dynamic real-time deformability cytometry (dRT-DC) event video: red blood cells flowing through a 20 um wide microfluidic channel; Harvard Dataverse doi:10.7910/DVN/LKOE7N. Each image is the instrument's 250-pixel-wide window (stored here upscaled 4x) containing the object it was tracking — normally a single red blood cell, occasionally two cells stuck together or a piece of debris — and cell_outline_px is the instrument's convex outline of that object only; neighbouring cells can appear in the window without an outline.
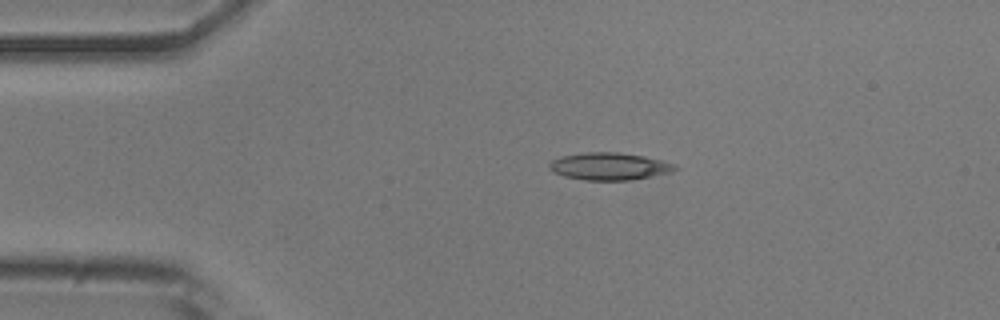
{"species": "common noctule bat (a hibernating species)", "species_latin": "Nyctalus noctula", "temperature_condition": "room temperature", "stored_images_in_passage": 43, "camera_frame_rate_fps": 3000, "um_per_image_px": 0.085, "animal": {"sex": "male", "body_mass_g": 20.5, "forearm_length_mm": 52.5}, "frame": {"image": 1, "passage_image": 1, "time_ms": 0.0, "image_size_px": [1000, 320], "cell_outline_px": [[680, 168], [672, 172], [632, 180], [584, 180], [564, 176], [552, 172], [548, 168], [548, 164], [552, 160], [560, 156], [588, 152], [620, 152], [644, 156], [664, 160], [676, 164]], "centroid_in_image_um": [51.82, 14.13], "position_along_channel_um": 33.2, "area_um2": 20.35}}
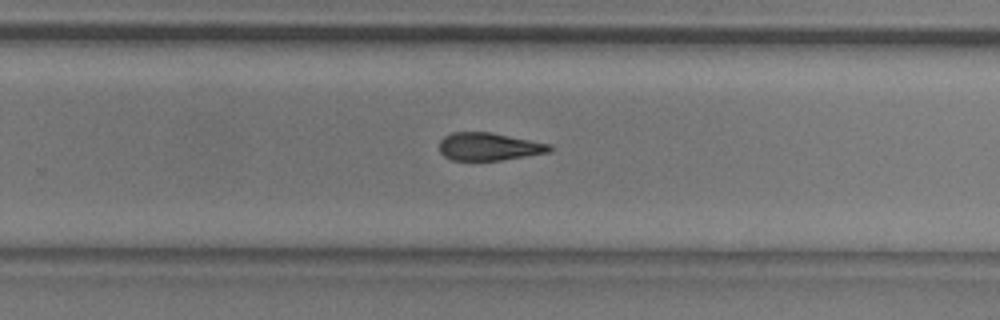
{"frame": {"image": 2, "passage_image": 24, "time_ms": 7.667, "image_size_px": [1000, 320], "cell_outline_px": [[556, 148], [552, 152], [500, 160], [452, 160], [444, 156], [440, 152], [440, 140], [444, 136], [452, 132], [492, 132], [552, 144]], "centroid_in_image_um": [41.62, 12.45], "position_along_channel_um": 288.2, "area_um2": 18.09}}
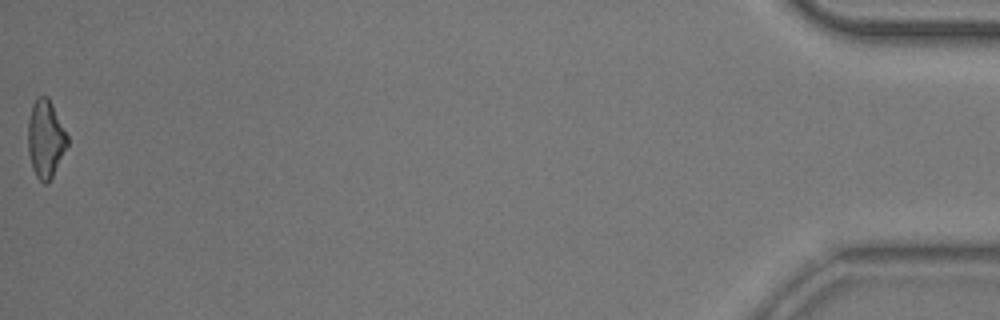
{"frame": {"image": 3, "passage_image": 43, "time_ms": 14.0, "image_size_px": [1000, 320], "cell_outline_px": [[68, 144], [48, 184], [44, 184], [36, 176], [32, 168], [28, 152], [28, 120], [32, 104], [36, 96], [48, 96], [68, 136]], "centroid_in_image_um": [3.85, 11.79], "position_along_channel_um": 431.3, "area_um2": 17.8}, "authors_computed_cell_mechanics": {"area_um2": 18.6694, "velocity_mm_per_s": 3.8354, "shape_relaxation_time_tau1_ms": 4.8727, "shape_relaxation_time_tau2_ms": 5.8523, "deformation_change_tau1": 0.1558, "deformation_change_tau2": 0.1604}}